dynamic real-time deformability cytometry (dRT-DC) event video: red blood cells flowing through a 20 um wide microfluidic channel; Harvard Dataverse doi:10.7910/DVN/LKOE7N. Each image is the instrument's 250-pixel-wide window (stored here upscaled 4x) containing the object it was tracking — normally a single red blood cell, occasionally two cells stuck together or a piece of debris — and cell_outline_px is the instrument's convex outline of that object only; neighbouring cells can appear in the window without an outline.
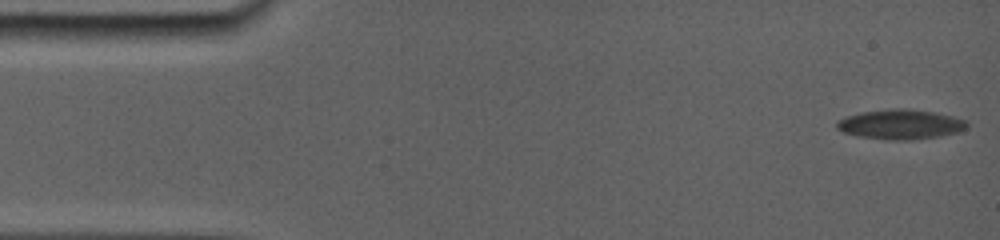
{"species": "common noctule bat (a hibernating species)", "species_latin": "Nyctalus noctula", "temperature_condition": "room temperature", "stored_images_in_passage": 51, "camera_frame_rate_fps": 5000, "um_per_image_px": 0.085, "animal": {"sex": "female", "body_mass_g": 19.0, "forearm_length_mm": 56.7}, "frame": {"image": 1, "passage_image": 1, "time_ms": 0.0, "image_size_px": [1000, 240], "cell_outline_px": [[968, 124], [964, 128], [952, 132], [932, 136], [864, 136], [844, 132], [836, 124], [840, 120], [848, 116], [864, 112], [896, 108], [900, 108], [932, 112], [964, 120]], "centroid_in_image_um": [76.51, 10.49], "position_along_channel_um": 8.5, "area_um2": 20.0}}
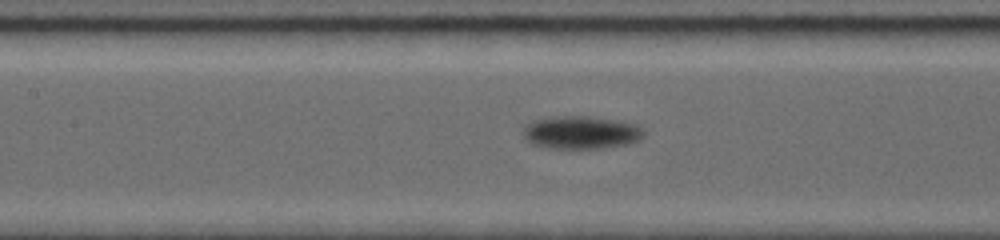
{"frame": {"image": 2, "passage_image": 22, "time_ms": 7.6, "image_size_px": [1000, 240], "cell_outline_px": [[640, 136], [632, 140], [616, 144], [588, 148], [556, 148], [532, 140], [524, 132], [528, 124], [536, 120], [552, 116], [588, 116], [632, 124], [640, 128]], "centroid_in_image_um": [49.33, 11.21], "position_along_channel_um": 158.1, "area_um2": 20.98}}
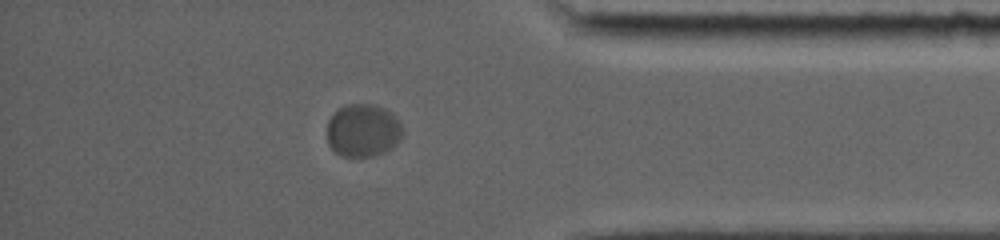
{"frame": {"image": 3, "passage_image": 43, "time_ms": 14.8, "image_size_px": [1000, 240], "cell_outline_px": [[404, 132], [400, 140], [392, 148], [384, 152], [372, 156], [340, 156], [328, 144], [328, 120], [340, 108], [348, 104], [372, 104], [384, 108], [396, 116]], "centroid_in_image_um": [30.88, 11.09], "position_along_channel_um": 404.3, "area_um2": 23.24}}